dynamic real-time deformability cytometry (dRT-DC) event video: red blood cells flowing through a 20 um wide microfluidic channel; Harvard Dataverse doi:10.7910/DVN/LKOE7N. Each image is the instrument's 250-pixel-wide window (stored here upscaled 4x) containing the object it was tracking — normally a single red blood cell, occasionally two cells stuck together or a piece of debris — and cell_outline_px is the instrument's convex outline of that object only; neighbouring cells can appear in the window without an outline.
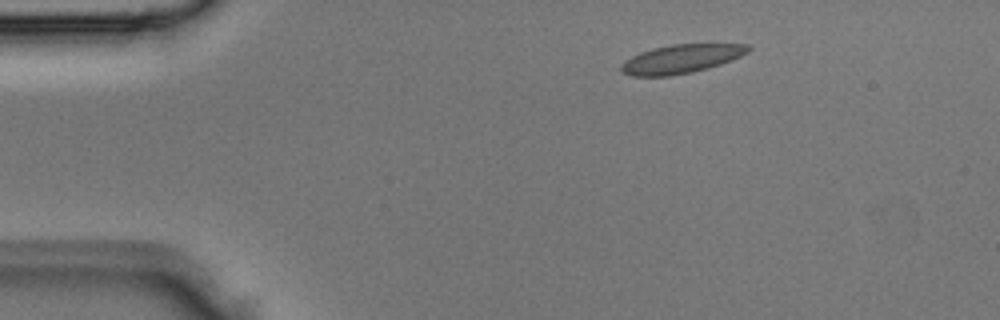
{"species": "Egyptian fruit bat (a non-hibernating species)", "species_latin": "Rousettus aegyptiacus", "temperature_condition": "room temperature", "stored_images_in_passage": 2, "camera_frame_rate_fps": 3000, "um_per_image_px": 0.085, "animal": {"sex": "male"}, "frame": {"image": 1, "passage_image": 1, "time_ms": 0.0, "image_size_px": [1000, 320], "cell_outline_px": [[752, 48], [748, 52], [732, 60], [708, 68], [692, 72], [668, 76], [632, 76], [624, 72], [620, 68], [620, 64], [624, 60], [640, 52], [652, 48], [672, 44], [748, 44]], "centroid_in_image_um": [57.89, 5.0], "position_along_channel_um": 27.1, "area_um2": 21.27}}
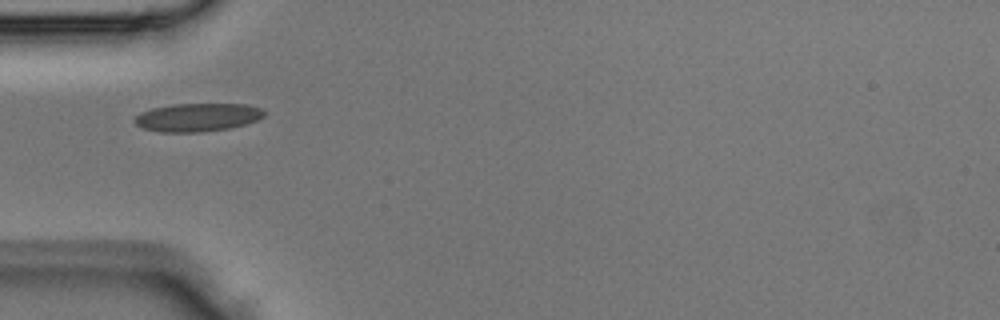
{"frame": {"image": 2, "passage_image": 2, "time_ms": 0.333, "image_size_px": [1000, 320], "cell_outline_px": [[264, 116], [256, 120], [232, 128], [200, 132], [160, 132], [144, 128], [136, 124], [132, 120], [140, 112], [152, 108], [172, 104], [248, 104], [260, 108], [264, 112]], "centroid_in_image_um": [16.76, 9.97], "position_along_channel_um": 68.2, "area_um2": 21.33}}